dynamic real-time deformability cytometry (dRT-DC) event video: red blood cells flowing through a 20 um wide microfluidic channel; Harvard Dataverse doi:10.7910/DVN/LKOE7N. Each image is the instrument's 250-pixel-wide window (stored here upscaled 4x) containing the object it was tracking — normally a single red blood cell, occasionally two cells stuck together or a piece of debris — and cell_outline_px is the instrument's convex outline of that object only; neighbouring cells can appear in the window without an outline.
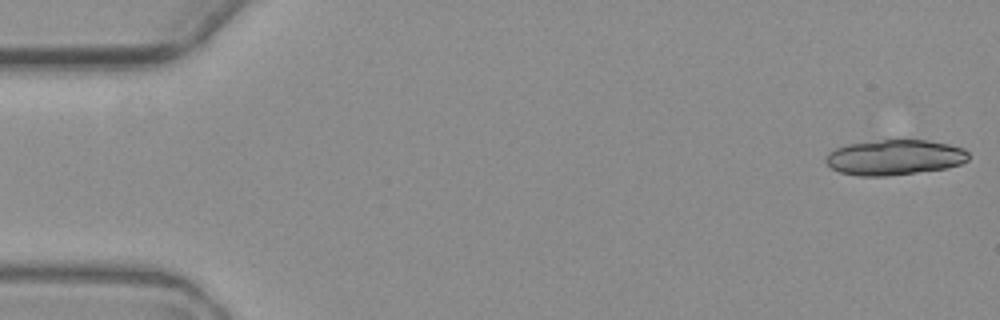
{"species": "common noctule bat (a hibernating species)", "species_latin": "Nyctalus noctula", "temperature_condition": "warm", "stored_images_in_passage": 7, "segment_of_instrument_passage": [1, 2], "camera_frame_rate_fps": 3000, "um_per_image_px": 0.085, "animal": {"sex": "female", "body_mass_g": 19.3, "forearm_length_mm": 54.1}, "frame": {"image": 1, "passage_image": 1, "time_ms": 0.0, "image_size_px": [1000, 320], "cell_outline_px": [[968, 160], [960, 164], [948, 168], [884, 176], [860, 176], [840, 172], [832, 168], [824, 160], [828, 152], [836, 148], [848, 144], [880, 140], [928, 140], [948, 144], [964, 148], [968, 152]], "centroid_in_image_um": [76.04, 13.37], "position_along_channel_um": 9.0, "area_um2": 29.3}}